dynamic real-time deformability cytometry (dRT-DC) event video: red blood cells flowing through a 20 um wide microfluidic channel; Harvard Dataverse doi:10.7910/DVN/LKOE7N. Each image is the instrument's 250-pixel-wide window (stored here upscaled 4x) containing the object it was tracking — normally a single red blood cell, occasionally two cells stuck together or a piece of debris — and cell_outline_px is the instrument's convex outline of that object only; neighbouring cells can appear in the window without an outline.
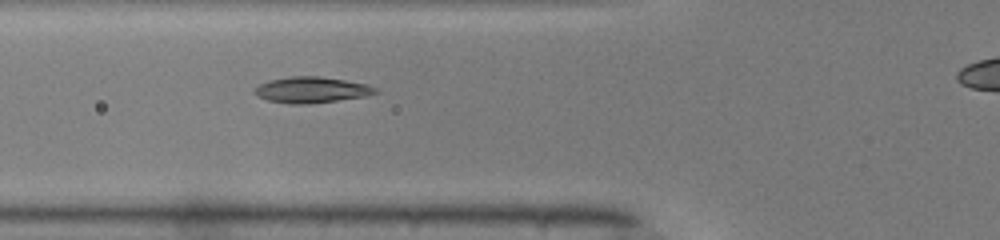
{"species": "common noctule bat (a hibernating species)", "species_latin": "Nyctalus noctula", "temperature_condition": "warm", "stored_images_in_passage": 37, "camera_frame_rate_fps": 3000, "um_per_image_px": 0.085, "animal": {"sex": "male", "body_mass_g": 19.0, "forearm_length_mm": 50.8}, "frame": {"image": 1, "passage_image": 11, "time_ms": 3.333, "image_size_px": [1000, 240], "cell_outline_px": [[380, 92], [364, 96], [308, 104], [288, 104], [268, 100], [252, 92], [260, 84], [268, 80], [292, 76], [320, 76], [368, 84], [376, 88]], "centroid_in_image_um": [26.48, 7.63], "position_along_channel_um": 99.3, "area_um2": 18.15}}
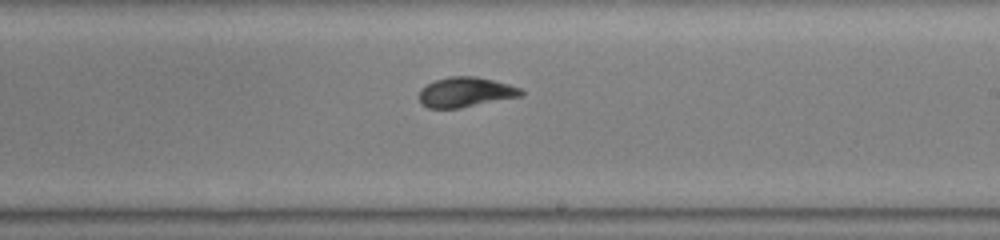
{"frame": {"image": 2, "passage_image": 22, "time_ms": 7.0, "image_size_px": [1000, 240], "cell_outline_px": [[524, 92], [520, 96], [460, 108], [428, 108], [420, 104], [416, 96], [420, 88], [436, 80], [448, 76], [476, 76], [508, 84], [520, 88]], "centroid_in_image_um": [39.49, 7.84], "position_along_channel_um": 249.5, "area_um2": 17.86}}
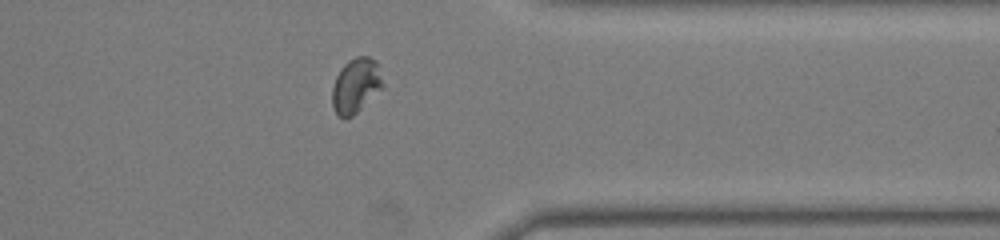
{"frame": {"image": 3, "passage_image": 32, "time_ms": 10.333, "image_size_px": [1000, 240], "cell_outline_px": [[384, 88], [352, 116], [344, 120], [336, 116], [332, 104], [332, 88], [336, 76], [340, 68], [348, 60], [356, 56], [368, 56], [376, 60], [384, 84]], "centroid_in_image_um": [30.24, 7.29], "position_along_channel_um": 381.2, "area_um2": 16.53}}